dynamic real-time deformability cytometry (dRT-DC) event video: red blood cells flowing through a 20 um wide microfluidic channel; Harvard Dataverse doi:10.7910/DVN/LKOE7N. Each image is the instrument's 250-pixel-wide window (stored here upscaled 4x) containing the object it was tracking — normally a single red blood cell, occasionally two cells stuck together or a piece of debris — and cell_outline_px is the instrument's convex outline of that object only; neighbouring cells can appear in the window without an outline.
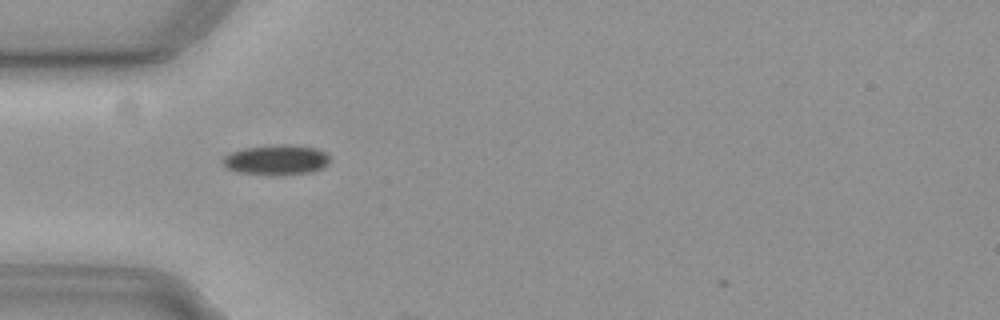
{"species": "common noctule bat (a hibernating species)", "species_latin": "Nyctalus noctula", "temperature_condition": "cold", "stored_images_in_passage": 4, "camera_frame_rate_fps": 3000, "um_per_image_px": 0.085, "animal": {"sex": "female", "body_mass_g": 19.3, "forearm_length_mm": 54.1}, "frame": {"image": 1, "passage_image": 3, "time_ms": 0.667, "image_size_px": [1000, 320], "cell_outline_px": [[328, 164], [320, 168], [308, 172], [240, 172], [228, 168], [220, 160], [224, 156], [232, 152], [244, 148], [276, 144], [292, 144], [316, 148], [324, 152], [328, 156]], "centroid_in_image_um": [23.48, 13.51], "position_along_channel_um": 61.5, "area_um2": 17.74}}